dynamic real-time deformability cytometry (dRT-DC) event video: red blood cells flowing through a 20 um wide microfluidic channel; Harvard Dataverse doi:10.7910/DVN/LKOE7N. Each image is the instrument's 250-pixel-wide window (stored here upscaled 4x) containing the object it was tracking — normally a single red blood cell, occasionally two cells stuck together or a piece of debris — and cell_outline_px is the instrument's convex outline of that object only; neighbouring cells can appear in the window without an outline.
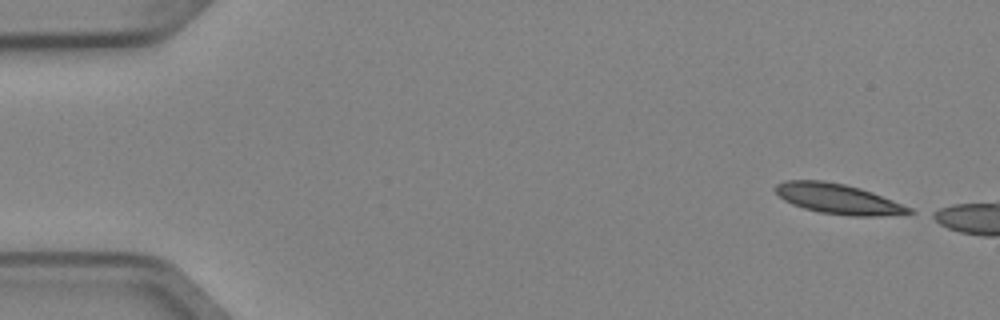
{"species": "Egyptian fruit bat (a non-hibernating species)", "species_latin": "Rousettus aegyptiacus", "temperature_condition": "cold", "stored_images_in_passage": 5, "camera_frame_rate_fps": 3000, "um_per_image_px": 0.085, "animal": {"sex": "female"}, "frame": {"image": 1, "passage_image": 1, "time_ms": 0.0, "image_size_px": [1000, 320], "cell_outline_px": [[916, 212], [876, 216], [852, 216], [820, 212], [804, 208], [792, 204], [784, 200], [772, 188], [776, 184], [784, 180], [824, 180], [844, 184], [860, 188], [872, 192], [912, 208]], "centroid_in_image_um": [71.19, 16.89], "position_along_channel_um": 13.8, "area_um2": 23.35}}